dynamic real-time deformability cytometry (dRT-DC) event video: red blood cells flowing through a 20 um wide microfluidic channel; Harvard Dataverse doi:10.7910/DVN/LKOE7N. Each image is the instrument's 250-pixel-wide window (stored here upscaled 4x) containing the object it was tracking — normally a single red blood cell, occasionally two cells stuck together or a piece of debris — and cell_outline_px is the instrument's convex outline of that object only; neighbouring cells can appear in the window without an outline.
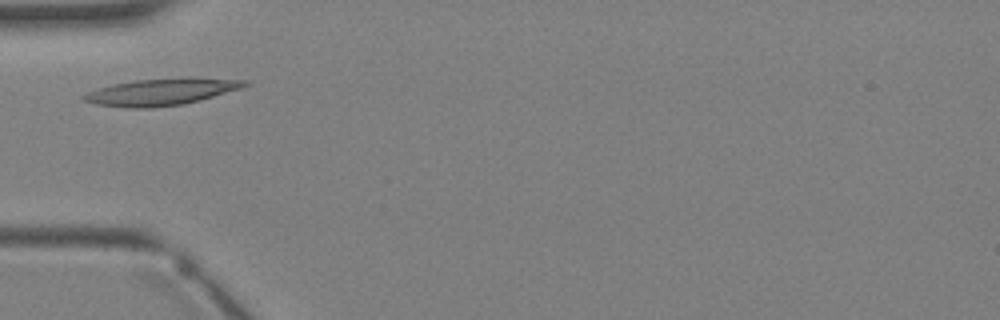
{"species": "Egyptian fruit bat (a non-hibernating species)", "species_latin": "Rousettus aegyptiacus", "temperature_condition": "warm", "stored_images_in_passage": 2, "camera_frame_rate_fps": 3000, "um_per_image_px": 0.085, "animal": {"sex": "female"}, "frame": {"image": 1, "passage_image": 2, "time_ms": 1.0, "image_size_px": [1000, 320], "cell_outline_px": [[248, 84], [244, 88], [200, 100], [184, 104], [152, 108], [128, 108], [96, 104], [80, 100], [80, 96], [96, 88], [112, 84], [136, 80], [248, 80]], "centroid_in_image_um": [13.57, 7.87], "position_along_channel_um": 71.4, "area_um2": 24.16}}